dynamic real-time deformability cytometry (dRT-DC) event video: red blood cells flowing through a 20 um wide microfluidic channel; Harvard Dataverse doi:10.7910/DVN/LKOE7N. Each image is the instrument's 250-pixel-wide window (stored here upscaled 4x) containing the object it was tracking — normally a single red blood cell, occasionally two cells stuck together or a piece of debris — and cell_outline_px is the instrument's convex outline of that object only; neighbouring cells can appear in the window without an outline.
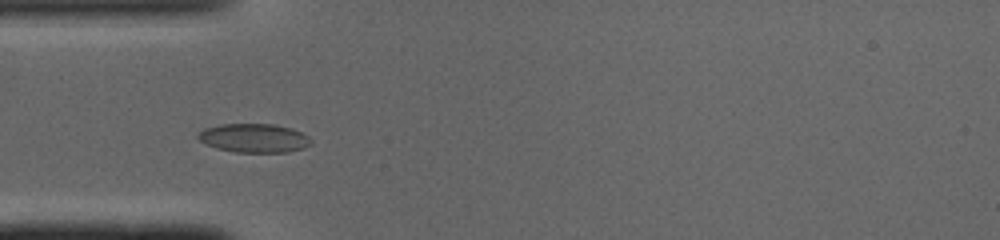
{"species": "common noctule bat (a hibernating species)", "species_latin": "Nyctalus noctula", "temperature_condition": "cold", "stored_images_in_passage": 18, "camera_frame_rate_fps": 3000, "um_per_image_px": 0.085, "animal": {"sex": "male", "body_mass_g": 19.0, "forearm_length_mm": 50.8}, "frame": {"image": 1, "passage_image": 1, "time_ms": 0.0, "image_size_px": [1000, 240], "cell_outline_px": [[312, 144], [304, 148], [288, 152], [236, 152], [216, 148], [200, 140], [196, 136], [204, 128], [220, 124], [272, 124], [292, 128], [308, 136], [312, 140]], "centroid_in_image_um": [21.62, 11.73], "position_along_channel_um": 63.4, "area_um2": 18.96}}
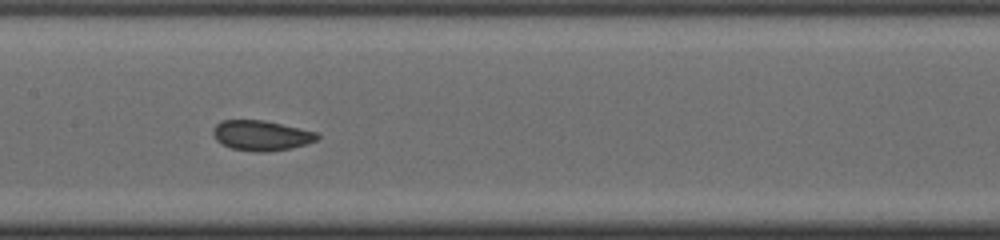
{"frame": {"image": 2, "passage_image": 10, "time_ms": 3.0, "image_size_px": [1000, 240], "cell_outline_px": [[320, 136], [316, 140], [292, 148], [268, 152], [256, 152], [232, 148], [216, 140], [212, 132], [212, 128], [216, 124], [224, 120], [264, 120], [316, 132]], "centroid_in_image_um": [22.19, 11.51], "position_along_channel_um": 185.2, "area_um2": 18.15}}
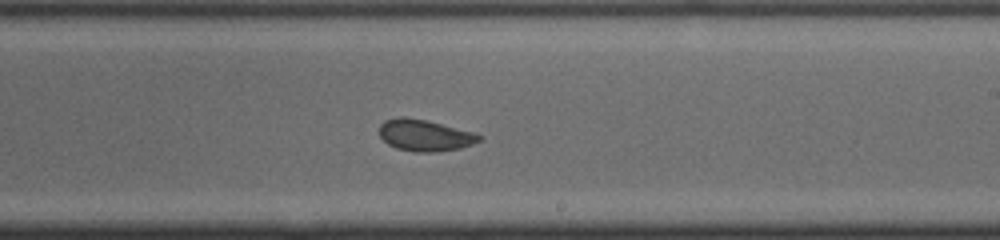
{"frame": {"image": 3, "passage_image": 15, "time_ms": 4.667, "image_size_px": [1000, 240], "cell_outline_px": [[480, 140], [472, 144], [460, 148], [432, 152], [412, 152], [396, 148], [388, 144], [380, 136], [380, 124], [384, 120], [400, 116], [404, 116], [424, 120], [476, 132], [480, 136]], "centroid_in_image_um": [36.08, 11.5], "position_along_channel_um": 252.9, "area_um2": 18.26}}